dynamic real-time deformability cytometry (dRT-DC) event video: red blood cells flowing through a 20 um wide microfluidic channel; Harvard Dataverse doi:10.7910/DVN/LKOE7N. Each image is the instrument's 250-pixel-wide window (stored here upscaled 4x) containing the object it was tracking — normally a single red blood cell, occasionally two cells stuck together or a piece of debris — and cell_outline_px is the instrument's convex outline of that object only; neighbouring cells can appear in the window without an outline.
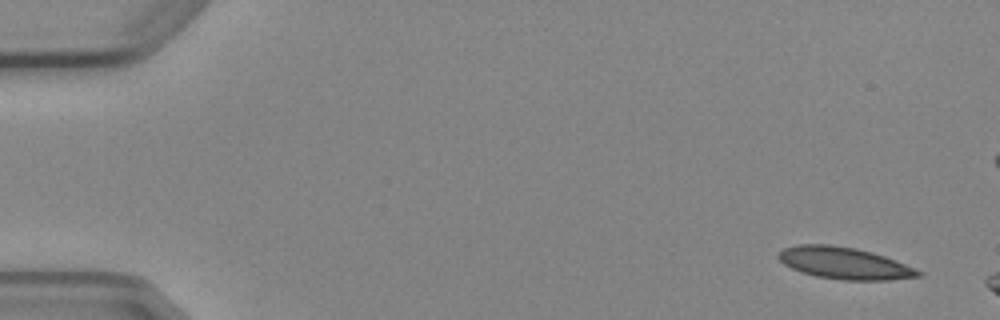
{"species": "Egyptian fruit bat (a non-hibernating species)", "species_latin": "Rousettus aegyptiacus", "temperature_condition": "cold", "stored_images_in_passage": 4, "camera_frame_rate_fps": 3000, "um_per_image_px": 0.085, "animal": {"sex": "female"}, "frame": {"image": 1, "passage_image": 1, "time_ms": 0.0, "image_size_px": [1000, 320], "cell_outline_px": [[924, 272], [920, 276], [888, 280], [844, 280], [816, 276], [800, 272], [784, 264], [776, 256], [776, 252], [784, 248], [796, 244], [832, 244], [856, 248], [872, 252], [896, 260]], "centroid_in_image_um": [71.74, 22.35], "position_along_channel_um": 13.3, "area_um2": 26.13}}